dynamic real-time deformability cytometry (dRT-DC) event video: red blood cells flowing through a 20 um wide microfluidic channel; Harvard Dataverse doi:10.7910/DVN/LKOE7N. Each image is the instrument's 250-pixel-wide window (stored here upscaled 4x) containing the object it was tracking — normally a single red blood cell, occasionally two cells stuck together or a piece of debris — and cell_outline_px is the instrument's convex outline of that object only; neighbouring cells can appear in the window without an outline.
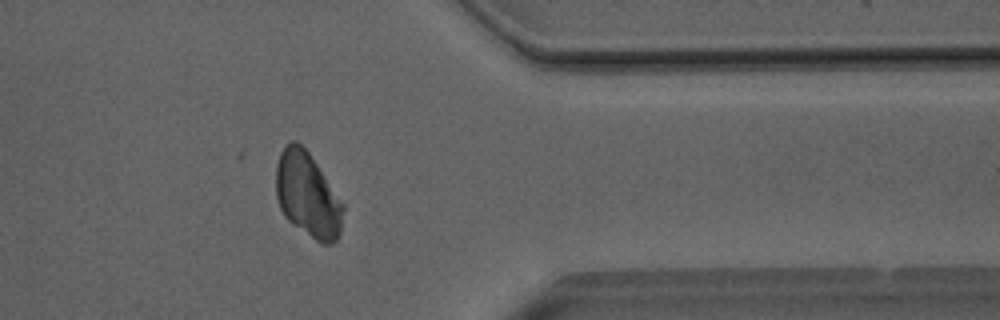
{"species": "Egyptian fruit bat (a non-hibernating species)", "species_latin": "Rousettus aegyptiacus", "temperature_condition": "room temperature", "stored_images_in_passage": 35, "camera_frame_rate_fps": 3000, "um_per_image_px": 0.085, "animal": {"sex": "male"}, "frame": {"image": 1, "passage_image": 35, "time_ms": 11.333, "image_size_px": [1000, 320], "cell_outline_px": [[344, 208], [340, 232], [336, 240], [332, 244], [320, 244], [292, 224], [284, 216], [280, 208], [276, 196], [276, 164], [280, 152], [292, 140], [296, 140], [308, 152], [344, 204]], "centroid_in_image_um": [26.14, 16.6], "position_along_channel_um": 385.3, "area_um2": 33.12}}